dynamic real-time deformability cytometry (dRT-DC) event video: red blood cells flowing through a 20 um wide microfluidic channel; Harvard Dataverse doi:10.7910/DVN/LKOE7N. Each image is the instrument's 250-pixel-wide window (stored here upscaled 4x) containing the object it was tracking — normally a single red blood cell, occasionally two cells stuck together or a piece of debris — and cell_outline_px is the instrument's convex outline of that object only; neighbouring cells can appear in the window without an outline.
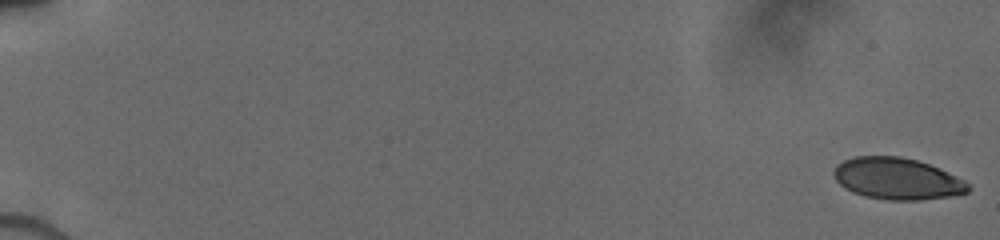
{"species": "human", "species_latin": "Homo sapiens", "temperature_condition": "cold", "stored_images_in_passage": 75, "camera_frame_rate_fps": 3000, "um_per_image_px": 0.085, "donor": {"sex": "male"}, "frame": {"image": 1, "passage_image": 1, "time_ms": 0.0, "image_size_px": [1000, 240], "cell_outline_px": [[972, 188], [968, 192], [948, 196], [920, 200], [888, 200], [864, 196], [852, 192], [844, 188], [836, 180], [832, 172], [836, 164], [844, 160], [856, 156], [900, 156], [916, 160], [928, 164], [956, 176], [964, 180]], "centroid_in_image_um": [76.22, 15.19], "position_along_channel_um": 8.8, "area_um2": 32.54}}
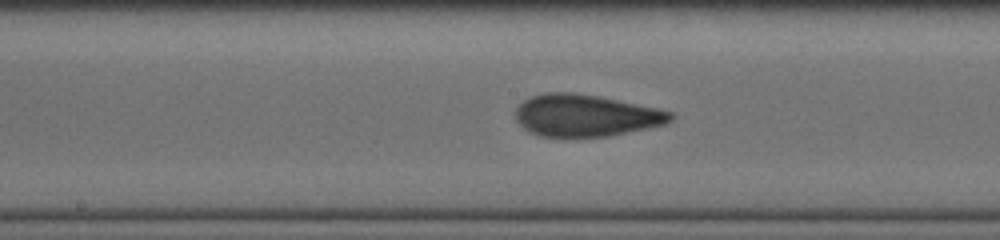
{"frame": {"image": 2, "passage_image": 46, "time_ms": 9.667, "image_size_px": [1000, 240], "cell_outline_px": [[672, 120], [664, 124], [648, 128], [608, 136], [576, 140], [540, 136], [528, 132], [516, 120], [516, 108], [524, 100], [532, 96], [544, 92], [572, 92], [596, 96], [656, 108], [672, 112]], "centroid_in_image_um": [49.72, 9.86], "position_along_channel_um": 198.5, "area_um2": 38.44}}
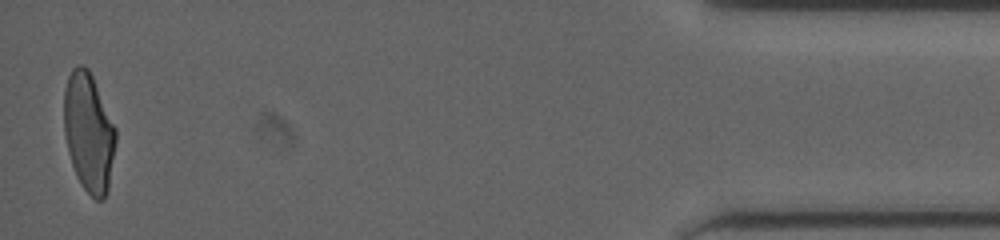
{"frame": {"image": 3, "passage_image": 75, "time_ms": 17.0, "image_size_px": [1000, 240], "cell_outline_px": [[116, 140], [108, 192], [104, 200], [96, 200], [84, 188], [76, 176], [68, 152], [64, 132], [64, 92], [68, 76], [72, 68], [76, 64], [84, 64], [88, 68], [92, 76], [116, 128]], "centroid_in_image_um": [7.54, 11.24], "position_along_channel_um": 427.7, "area_um2": 35.95}}